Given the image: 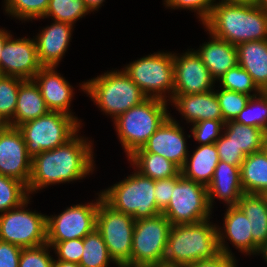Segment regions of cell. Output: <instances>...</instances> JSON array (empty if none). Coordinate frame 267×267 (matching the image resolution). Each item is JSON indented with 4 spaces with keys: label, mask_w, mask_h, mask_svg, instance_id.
<instances>
[{
    "label": "cell",
    "mask_w": 267,
    "mask_h": 267,
    "mask_svg": "<svg viewBox=\"0 0 267 267\" xmlns=\"http://www.w3.org/2000/svg\"><path fill=\"white\" fill-rule=\"evenodd\" d=\"M92 147V141L76 133L65 144L34 156L27 185L29 195L53 184L83 180L95 170Z\"/></svg>",
    "instance_id": "obj_1"
},
{
    "label": "cell",
    "mask_w": 267,
    "mask_h": 267,
    "mask_svg": "<svg viewBox=\"0 0 267 267\" xmlns=\"http://www.w3.org/2000/svg\"><path fill=\"white\" fill-rule=\"evenodd\" d=\"M203 26L214 37L235 46L243 42L267 40V11L257 4L217 2Z\"/></svg>",
    "instance_id": "obj_2"
},
{
    "label": "cell",
    "mask_w": 267,
    "mask_h": 267,
    "mask_svg": "<svg viewBox=\"0 0 267 267\" xmlns=\"http://www.w3.org/2000/svg\"><path fill=\"white\" fill-rule=\"evenodd\" d=\"M220 253L217 226L204 221L171 225L164 267H185L201 259H209Z\"/></svg>",
    "instance_id": "obj_3"
},
{
    "label": "cell",
    "mask_w": 267,
    "mask_h": 267,
    "mask_svg": "<svg viewBox=\"0 0 267 267\" xmlns=\"http://www.w3.org/2000/svg\"><path fill=\"white\" fill-rule=\"evenodd\" d=\"M80 87L103 113L112 116V120L148 98L123 70L118 69L84 81Z\"/></svg>",
    "instance_id": "obj_4"
},
{
    "label": "cell",
    "mask_w": 267,
    "mask_h": 267,
    "mask_svg": "<svg viewBox=\"0 0 267 267\" xmlns=\"http://www.w3.org/2000/svg\"><path fill=\"white\" fill-rule=\"evenodd\" d=\"M169 116L167 101L147 98L113 120L126 157L142 148Z\"/></svg>",
    "instance_id": "obj_5"
},
{
    "label": "cell",
    "mask_w": 267,
    "mask_h": 267,
    "mask_svg": "<svg viewBox=\"0 0 267 267\" xmlns=\"http://www.w3.org/2000/svg\"><path fill=\"white\" fill-rule=\"evenodd\" d=\"M134 171L124 180L102 190V199L113 209L135 220L161 214L154 195L155 180L142 175L135 168Z\"/></svg>",
    "instance_id": "obj_6"
},
{
    "label": "cell",
    "mask_w": 267,
    "mask_h": 267,
    "mask_svg": "<svg viewBox=\"0 0 267 267\" xmlns=\"http://www.w3.org/2000/svg\"><path fill=\"white\" fill-rule=\"evenodd\" d=\"M17 128L24 138L27 154L33 158L45 150L65 144L79 132L81 124L66 113L49 111Z\"/></svg>",
    "instance_id": "obj_7"
},
{
    "label": "cell",
    "mask_w": 267,
    "mask_h": 267,
    "mask_svg": "<svg viewBox=\"0 0 267 267\" xmlns=\"http://www.w3.org/2000/svg\"><path fill=\"white\" fill-rule=\"evenodd\" d=\"M123 71L148 98L171 101L175 77L172 52L159 51L149 54L128 64ZM167 97L169 99H166Z\"/></svg>",
    "instance_id": "obj_8"
},
{
    "label": "cell",
    "mask_w": 267,
    "mask_h": 267,
    "mask_svg": "<svg viewBox=\"0 0 267 267\" xmlns=\"http://www.w3.org/2000/svg\"><path fill=\"white\" fill-rule=\"evenodd\" d=\"M170 221L161 213L135 220L131 265L164 267Z\"/></svg>",
    "instance_id": "obj_9"
},
{
    "label": "cell",
    "mask_w": 267,
    "mask_h": 267,
    "mask_svg": "<svg viewBox=\"0 0 267 267\" xmlns=\"http://www.w3.org/2000/svg\"><path fill=\"white\" fill-rule=\"evenodd\" d=\"M135 219L100 200L96 229L101 233L108 253L118 267L131 266L132 238Z\"/></svg>",
    "instance_id": "obj_10"
},
{
    "label": "cell",
    "mask_w": 267,
    "mask_h": 267,
    "mask_svg": "<svg viewBox=\"0 0 267 267\" xmlns=\"http://www.w3.org/2000/svg\"><path fill=\"white\" fill-rule=\"evenodd\" d=\"M162 214L171 225L197 223L209 219L212 209L208 202L207 187L185 178L181 172L176 176L168 206Z\"/></svg>",
    "instance_id": "obj_11"
},
{
    "label": "cell",
    "mask_w": 267,
    "mask_h": 267,
    "mask_svg": "<svg viewBox=\"0 0 267 267\" xmlns=\"http://www.w3.org/2000/svg\"><path fill=\"white\" fill-rule=\"evenodd\" d=\"M28 198L20 206L0 214V240L21 248L47 243V216L26 209ZM26 206V207H25Z\"/></svg>",
    "instance_id": "obj_12"
},
{
    "label": "cell",
    "mask_w": 267,
    "mask_h": 267,
    "mask_svg": "<svg viewBox=\"0 0 267 267\" xmlns=\"http://www.w3.org/2000/svg\"><path fill=\"white\" fill-rule=\"evenodd\" d=\"M101 192L95 202L67 207L59 215L47 216V241L83 239L96 228Z\"/></svg>",
    "instance_id": "obj_13"
},
{
    "label": "cell",
    "mask_w": 267,
    "mask_h": 267,
    "mask_svg": "<svg viewBox=\"0 0 267 267\" xmlns=\"http://www.w3.org/2000/svg\"><path fill=\"white\" fill-rule=\"evenodd\" d=\"M186 51L174 56V91L173 94H201L215 88V79L204 65L196 50Z\"/></svg>",
    "instance_id": "obj_14"
},
{
    "label": "cell",
    "mask_w": 267,
    "mask_h": 267,
    "mask_svg": "<svg viewBox=\"0 0 267 267\" xmlns=\"http://www.w3.org/2000/svg\"><path fill=\"white\" fill-rule=\"evenodd\" d=\"M31 163L22 133L17 127L7 125L0 131V174L28 185Z\"/></svg>",
    "instance_id": "obj_15"
},
{
    "label": "cell",
    "mask_w": 267,
    "mask_h": 267,
    "mask_svg": "<svg viewBox=\"0 0 267 267\" xmlns=\"http://www.w3.org/2000/svg\"><path fill=\"white\" fill-rule=\"evenodd\" d=\"M12 37L8 38L1 53V75L33 79L43 67L38 58L35 40Z\"/></svg>",
    "instance_id": "obj_16"
},
{
    "label": "cell",
    "mask_w": 267,
    "mask_h": 267,
    "mask_svg": "<svg viewBox=\"0 0 267 267\" xmlns=\"http://www.w3.org/2000/svg\"><path fill=\"white\" fill-rule=\"evenodd\" d=\"M183 127L170 115L150 136L142 148L135 152H149L163 156L180 169L184 166L189 151Z\"/></svg>",
    "instance_id": "obj_17"
},
{
    "label": "cell",
    "mask_w": 267,
    "mask_h": 267,
    "mask_svg": "<svg viewBox=\"0 0 267 267\" xmlns=\"http://www.w3.org/2000/svg\"><path fill=\"white\" fill-rule=\"evenodd\" d=\"M56 67H42L33 77L37 84L46 106L50 111H58L73 116L80 124V120L69 110L74 89Z\"/></svg>",
    "instance_id": "obj_18"
},
{
    "label": "cell",
    "mask_w": 267,
    "mask_h": 267,
    "mask_svg": "<svg viewBox=\"0 0 267 267\" xmlns=\"http://www.w3.org/2000/svg\"><path fill=\"white\" fill-rule=\"evenodd\" d=\"M73 29L70 23L54 21L36 35L34 40L43 67H58L69 47Z\"/></svg>",
    "instance_id": "obj_19"
},
{
    "label": "cell",
    "mask_w": 267,
    "mask_h": 267,
    "mask_svg": "<svg viewBox=\"0 0 267 267\" xmlns=\"http://www.w3.org/2000/svg\"><path fill=\"white\" fill-rule=\"evenodd\" d=\"M227 208L223 220L224 226L219 227V225H217L220 252L230 256L234 255L231 253L230 247L225 244L227 243L225 239H227L241 253L252 255V227L249 219L237 205L227 206Z\"/></svg>",
    "instance_id": "obj_20"
},
{
    "label": "cell",
    "mask_w": 267,
    "mask_h": 267,
    "mask_svg": "<svg viewBox=\"0 0 267 267\" xmlns=\"http://www.w3.org/2000/svg\"><path fill=\"white\" fill-rule=\"evenodd\" d=\"M188 123L223 120L215 90L201 94H173L170 101Z\"/></svg>",
    "instance_id": "obj_21"
},
{
    "label": "cell",
    "mask_w": 267,
    "mask_h": 267,
    "mask_svg": "<svg viewBox=\"0 0 267 267\" xmlns=\"http://www.w3.org/2000/svg\"><path fill=\"white\" fill-rule=\"evenodd\" d=\"M207 193L211 209L215 197L223 200L227 206L237 205L244 194L240 180V166L219 161L211 183L207 186Z\"/></svg>",
    "instance_id": "obj_22"
},
{
    "label": "cell",
    "mask_w": 267,
    "mask_h": 267,
    "mask_svg": "<svg viewBox=\"0 0 267 267\" xmlns=\"http://www.w3.org/2000/svg\"><path fill=\"white\" fill-rule=\"evenodd\" d=\"M209 42H204L196 52L200 55L211 76L218 81L231 68L238 65L237 47L227 41L211 35Z\"/></svg>",
    "instance_id": "obj_23"
},
{
    "label": "cell",
    "mask_w": 267,
    "mask_h": 267,
    "mask_svg": "<svg viewBox=\"0 0 267 267\" xmlns=\"http://www.w3.org/2000/svg\"><path fill=\"white\" fill-rule=\"evenodd\" d=\"M236 47L238 65L247 71L263 92L267 88V40L243 42Z\"/></svg>",
    "instance_id": "obj_24"
},
{
    "label": "cell",
    "mask_w": 267,
    "mask_h": 267,
    "mask_svg": "<svg viewBox=\"0 0 267 267\" xmlns=\"http://www.w3.org/2000/svg\"><path fill=\"white\" fill-rule=\"evenodd\" d=\"M49 111L35 81L25 79L19 86L14 118L8 125L18 127L27 121L47 114Z\"/></svg>",
    "instance_id": "obj_25"
},
{
    "label": "cell",
    "mask_w": 267,
    "mask_h": 267,
    "mask_svg": "<svg viewBox=\"0 0 267 267\" xmlns=\"http://www.w3.org/2000/svg\"><path fill=\"white\" fill-rule=\"evenodd\" d=\"M237 206L249 219L252 235V254L267 242V202L262 194L244 193Z\"/></svg>",
    "instance_id": "obj_26"
},
{
    "label": "cell",
    "mask_w": 267,
    "mask_h": 267,
    "mask_svg": "<svg viewBox=\"0 0 267 267\" xmlns=\"http://www.w3.org/2000/svg\"><path fill=\"white\" fill-rule=\"evenodd\" d=\"M186 159L180 169L181 174L194 182L208 186L211 183L215 168L219 163V155L214 144L199 145Z\"/></svg>",
    "instance_id": "obj_27"
},
{
    "label": "cell",
    "mask_w": 267,
    "mask_h": 267,
    "mask_svg": "<svg viewBox=\"0 0 267 267\" xmlns=\"http://www.w3.org/2000/svg\"><path fill=\"white\" fill-rule=\"evenodd\" d=\"M244 193L262 194L267 190V155L263 150L247 155L240 165Z\"/></svg>",
    "instance_id": "obj_28"
},
{
    "label": "cell",
    "mask_w": 267,
    "mask_h": 267,
    "mask_svg": "<svg viewBox=\"0 0 267 267\" xmlns=\"http://www.w3.org/2000/svg\"><path fill=\"white\" fill-rule=\"evenodd\" d=\"M128 159L138 172L153 180L175 177L181 172L172 161L155 153L134 152Z\"/></svg>",
    "instance_id": "obj_29"
},
{
    "label": "cell",
    "mask_w": 267,
    "mask_h": 267,
    "mask_svg": "<svg viewBox=\"0 0 267 267\" xmlns=\"http://www.w3.org/2000/svg\"><path fill=\"white\" fill-rule=\"evenodd\" d=\"M223 133L247 156L262 150L265 131L234 120L225 122Z\"/></svg>",
    "instance_id": "obj_30"
},
{
    "label": "cell",
    "mask_w": 267,
    "mask_h": 267,
    "mask_svg": "<svg viewBox=\"0 0 267 267\" xmlns=\"http://www.w3.org/2000/svg\"><path fill=\"white\" fill-rule=\"evenodd\" d=\"M115 262L108 253L101 233L95 228L83 238V254L79 265L81 267H108Z\"/></svg>",
    "instance_id": "obj_31"
},
{
    "label": "cell",
    "mask_w": 267,
    "mask_h": 267,
    "mask_svg": "<svg viewBox=\"0 0 267 267\" xmlns=\"http://www.w3.org/2000/svg\"><path fill=\"white\" fill-rule=\"evenodd\" d=\"M90 13L84 0H49L47 11L42 19L52 17L53 21L74 24Z\"/></svg>",
    "instance_id": "obj_32"
},
{
    "label": "cell",
    "mask_w": 267,
    "mask_h": 267,
    "mask_svg": "<svg viewBox=\"0 0 267 267\" xmlns=\"http://www.w3.org/2000/svg\"><path fill=\"white\" fill-rule=\"evenodd\" d=\"M28 198L30 197L25 183L0 174V213L20 206Z\"/></svg>",
    "instance_id": "obj_33"
},
{
    "label": "cell",
    "mask_w": 267,
    "mask_h": 267,
    "mask_svg": "<svg viewBox=\"0 0 267 267\" xmlns=\"http://www.w3.org/2000/svg\"><path fill=\"white\" fill-rule=\"evenodd\" d=\"M243 125L261 128L267 132V96L264 92L250 97L244 109L234 120Z\"/></svg>",
    "instance_id": "obj_34"
},
{
    "label": "cell",
    "mask_w": 267,
    "mask_h": 267,
    "mask_svg": "<svg viewBox=\"0 0 267 267\" xmlns=\"http://www.w3.org/2000/svg\"><path fill=\"white\" fill-rule=\"evenodd\" d=\"M5 12L19 20L29 21L43 18L49 0H4Z\"/></svg>",
    "instance_id": "obj_35"
},
{
    "label": "cell",
    "mask_w": 267,
    "mask_h": 267,
    "mask_svg": "<svg viewBox=\"0 0 267 267\" xmlns=\"http://www.w3.org/2000/svg\"><path fill=\"white\" fill-rule=\"evenodd\" d=\"M24 79L0 75V116L8 124L14 118L18 89Z\"/></svg>",
    "instance_id": "obj_36"
},
{
    "label": "cell",
    "mask_w": 267,
    "mask_h": 267,
    "mask_svg": "<svg viewBox=\"0 0 267 267\" xmlns=\"http://www.w3.org/2000/svg\"><path fill=\"white\" fill-rule=\"evenodd\" d=\"M220 87L230 91L247 94L251 97L259 95L262 91L253 82L252 77L240 65L231 68L219 80ZM251 92H255L251 94Z\"/></svg>",
    "instance_id": "obj_37"
},
{
    "label": "cell",
    "mask_w": 267,
    "mask_h": 267,
    "mask_svg": "<svg viewBox=\"0 0 267 267\" xmlns=\"http://www.w3.org/2000/svg\"><path fill=\"white\" fill-rule=\"evenodd\" d=\"M215 93L217 95L224 122L235 120L251 97L244 93L223 88H221L220 91H215Z\"/></svg>",
    "instance_id": "obj_38"
},
{
    "label": "cell",
    "mask_w": 267,
    "mask_h": 267,
    "mask_svg": "<svg viewBox=\"0 0 267 267\" xmlns=\"http://www.w3.org/2000/svg\"><path fill=\"white\" fill-rule=\"evenodd\" d=\"M225 122L223 120H203L193 123L191 132L200 145L214 144L222 135Z\"/></svg>",
    "instance_id": "obj_39"
},
{
    "label": "cell",
    "mask_w": 267,
    "mask_h": 267,
    "mask_svg": "<svg viewBox=\"0 0 267 267\" xmlns=\"http://www.w3.org/2000/svg\"><path fill=\"white\" fill-rule=\"evenodd\" d=\"M49 244L22 248L18 267H52L54 259L50 255Z\"/></svg>",
    "instance_id": "obj_40"
},
{
    "label": "cell",
    "mask_w": 267,
    "mask_h": 267,
    "mask_svg": "<svg viewBox=\"0 0 267 267\" xmlns=\"http://www.w3.org/2000/svg\"><path fill=\"white\" fill-rule=\"evenodd\" d=\"M54 253L57 254V260L68 261L79 264L83 254V239H72L67 241H47Z\"/></svg>",
    "instance_id": "obj_41"
},
{
    "label": "cell",
    "mask_w": 267,
    "mask_h": 267,
    "mask_svg": "<svg viewBox=\"0 0 267 267\" xmlns=\"http://www.w3.org/2000/svg\"><path fill=\"white\" fill-rule=\"evenodd\" d=\"M164 2L167 8L193 10L198 14L199 21L204 24L210 17L216 0H164Z\"/></svg>",
    "instance_id": "obj_42"
},
{
    "label": "cell",
    "mask_w": 267,
    "mask_h": 267,
    "mask_svg": "<svg viewBox=\"0 0 267 267\" xmlns=\"http://www.w3.org/2000/svg\"><path fill=\"white\" fill-rule=\"evenodd\" d=\"M219 160L231 165L240 166L246 157L241 148H238L224 133L215 142Z\"/></svg>",
    "instance_id": "obj_43"
},
{
    "label": "cell",
    "mask_w": 267,
    "mask_h": 267,
    "mask_svg": "<svg viewBox=\"0 0 267 267\" xmlns=\"http://www.w3.org/2000/svg\"><path fill=\"white\" fill-rule=\"evenodd\" d=\"M176 185V176L166 179L155 180V200L157 207L163 211L169 204L174 186Z\"/></svg>",
    "instance_id": "obj_44"
},
{
    "label": "cell",
    "mask_w": 267,
    "mask_h": 267,
    "mask_svg": "<svg viewBox=\"0 0 267 267\" xmlns=\"http://www.w3.org/2000/svg\"><path fill=\"white\" fill-rule=\"evenodd\" d=\"M22 248L0 240V267H18Z\"/></svg>",
    "instance_id": "obj_45"
},
{
    "label": "cell",
    "mask_w": 267,
    "mask_h": 267,
    "mask_svg": "<svg viewBox=\"0 0 267 267\" xmlns=\"http://www.w3.org/2000/svg\"><path fill=\"white\" fill-rule=\"evenodd\" d=\"M185 267H237L235 256L220 252L215 257L195 261Z\"/></svg>",
    "instance_id": "obj_46"
},
{
    "label": "cell",
    "mask_w": 267,
    "mask_h": 267,
    "mask_svg": "<svg viewBox=\"0 0 267 267\" xmlns=\"http://www.w3.org/2000/svg\"><path fill=\"white\" fill-rule=\"evenodd\" d=\"M10 33L11 32H9L8 30L0 28V75H1V53H2V50H3V47L6 43V41L12 35Z\"/></svg>",
    "instance_id": "obj_47"
},
{
    "label": "cell",
    "mask_w": 267,
    "mask_h": 267,
    "mask_svg": "<svg viewBox=\"0 0 267 267\" xmlns=\"http://www.w3.org/2000/svg\"><path fill=\"white\" fill-rule=\"evenodd\" d=\"M103 2H105V0H84L85 5L90 12L98 10Z\"/></svg>",
    "instance_id": "obj_48"
},
{
    "label": "cell",
    "mask_w": 267,
    "mask_h": 267,
    "mask_svg": "<svg viewBox=\"0 0 267 267\" xmlns=\"http://www.w3.org/2000/svg\"><path fill=\"white\" fill-rule=\"evenodd\" d=\"M52 267H81V266L77 263L54 259Z\"/></svg>",
    "instance_id": "obj_49"
},
{
    "label": "cell",
    "mask_w": 267,
    "mask_h": 267,
    "mask_svg": "<svg viewBox=\"0 0 267 267\" xmlns=\"http://www.w3.org/2000/svg\"><path fill=\"white\" fill-rule=\"evenodd\" d=\"M220 3H229V4H257V0H219Z\"/></svg>",
    "instance_id": "obj_50"
},
{
    "label": "cell",
    "mask_w": 267,
    "mask_h": 267,
    "mask_svg": "<svg viewBox=\"0 0 267 267\" xmlns=\"http://www.w3.org/2000/svg\"><path fill=\"white\" fill-rule=\"evenodd\" d=\"M259 254H261L267 263V242L258 249L257 255Z\"/></svg>",
    "instance_id": "obj_51"
},
{
    "label": "cell",
    "mask_w": 267,
    "mask_h": 267,
    "mask_svg": "<svg viewBox=\"0 0 267 267\" xmlns=\"http://www.w3.org/2000/svg\"><path fill=\"white\" fill-rule=\"evenodd\" d=\"M263 152L267 155V132H265L262 145Z\"/></svg>",
    "instance_id": "obj_52"
},
{
    "label": "cell",
    "mask_w": 267,
    "mask_h": 267,
    "mask_svg": "<svg viewBox=\"0 0 267 267\" xmlns=\"http://www.w3.org/2000/svg\"><path fill=\"white\" fill-rule=\"evenodd\" d=\"M257 5L267 11V0H257Z\"/></svg>",
    "instance_id": "obj_53"
},
{
    "label": "cell",
    "mask_w": 267,
    "mask_h": 267,
    "mask_svg": "<svg viewBox=\"0 0 267 267\" xmlns=\"http://www.w3.org/2000/svg\"><path fill=\"white\" fill-rule=\"evenodd\" d=\"M8 124L0 116V131L4 129Z\"/></svg>",
    "instance_id": "obj_54"
},
{
    "label": "cell",
    "mask_w": 267,
    "mask_h": 267,
    "mask_svg": "<svg viewBox=\"0 0 267 267\" xmlns=\"http://www.w3.org/2000/svg\"><path fill=\"white\" fill-rule=\"evenodd\" d=\"M124 267H158V266H133V265H127V266H124Z\"/></svg>",
    "instance_id": "obj_55"
},
{
    "label": "cell",
    "mask_w": 267,
    "mask_h": 267,
    "mask_svg": "<svg viewBox=\"0 0 267 267\" xmlns=\"http://www.w3.org/2000/svg\"><path fill=\"white\" fill-rule=\"evenodd\" d=\"M262 195L265 197V199H266V202H267V190H266V191H264V192L262 193Z\"/></svg>",
    "instance_id": "obj_56"
},
{
    "label": "cell",
    "mask_w": 267,
    "mask_h": 267,
    "mask_svg": "<svg viewBox=\"0 0 267 267\" xmlns=\"http://www.w3.org/2000/svg\"><path fill=\"white\" fill-rule=\"evenodd\" d=\"M265 94H266V96H267V88L263 91Z\"/></svg>",
    "instance_id": "obj_57"
}]
</instances>
